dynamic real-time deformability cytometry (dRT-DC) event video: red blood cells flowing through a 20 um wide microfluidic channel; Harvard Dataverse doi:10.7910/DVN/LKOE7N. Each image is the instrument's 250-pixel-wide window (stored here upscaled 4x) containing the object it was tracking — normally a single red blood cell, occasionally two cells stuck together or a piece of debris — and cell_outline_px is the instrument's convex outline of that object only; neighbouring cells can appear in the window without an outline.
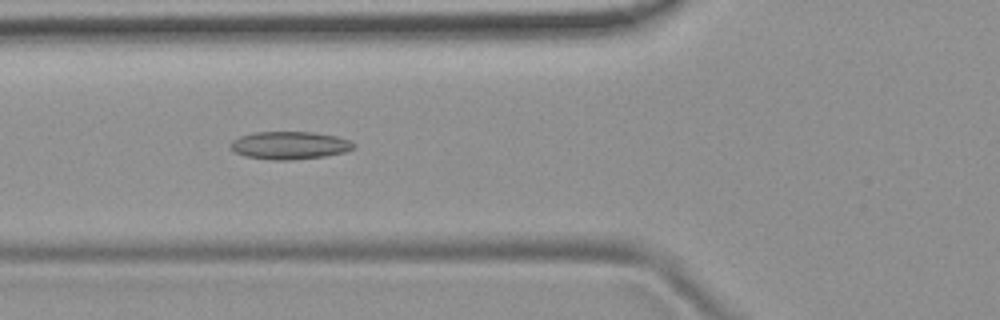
{"species": "common noctule bat (a hibernating species)", "species_latin": "Nyctalus noctula", "temperature_condition": "room temperature", "stored_images_in_passage": 47, "camera_frame_rate_fps": 3000, "um_per_image_px": 0.085, "animal": {"sex": "female", "body_mass_g": 19.9}, "frame": {"image": 1, "passage_image": 19, "time_ms": 6.0, "image_size_px": [1000, 320], "cell_outline_px": [[356, 148], [344, 152], [324, 156], [288, 160], [272, 160], [244, 156], [228, 148], [228, 144], [232, 140], [240, 136], [252, 132], [312, 132], [336, 136], [348, 140], [356, 144]], "centroid_in_image_um": [24.58, 12.35], "position_along_channel_um": 101.2, "area_um2": 20.06}}
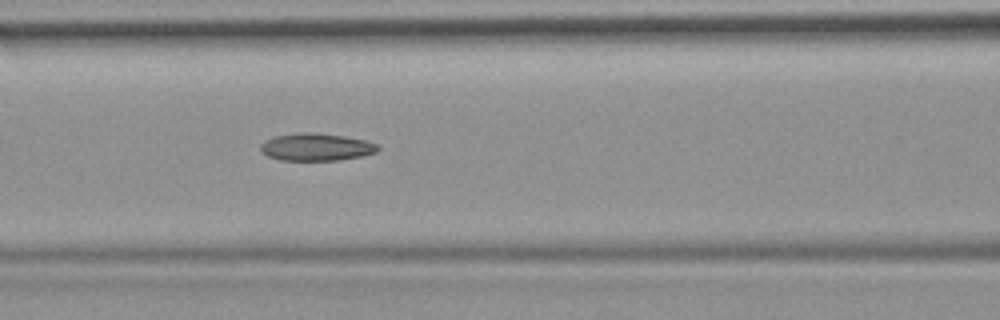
{"frame": {"image": 2, "passage_image": 22, "time_ms": 7.0, "image_size_px": [1000, 320], "cell_outline_px": [[380, 148], [376, 152], [360, 156], [340, 160], [280, 160], [268, 156], [260, 152], [260, 144], [264, 140], [272, 136], [300, 132], [312, 132], [344, 136], [364, 140], [376, 144]], "centroid_in_image_um": [26.81, 12.49], "position_along_channel_um": 139.8, "area_um2": 18.84}}
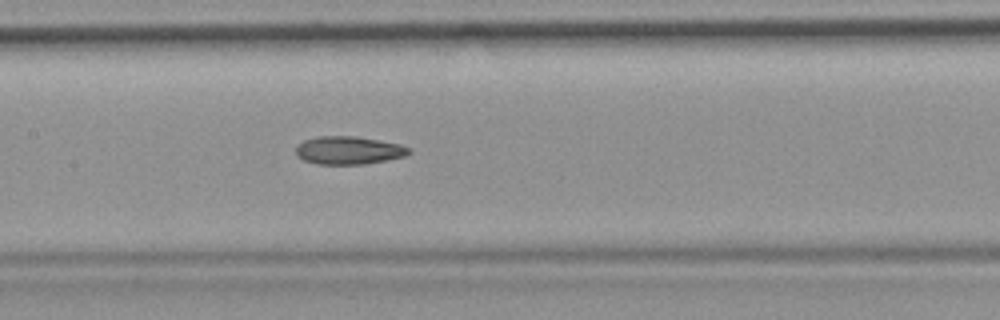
{"frame": {"image": 3, "passage_image": 25, "time_ms": 8.0, "image_size_px": [1000, 320], "cell_outline_px": [[412, 152], [404, 156], [364, 164], [316, 164], [304, 160], [296, 156], [296, 144], [304, 140], [320, 136], [356, 136], [400, 144], [412, 148]], "centroid_in_image_um": [29.62, 12.77], "position_along_channel_um": 177.8, "area_um2": 18.5}, "authors_computed_cell_mechanics": {"area_um2": 18.6116, "velocity_mm_per_s": 3.822, "shape_relaxation_time_tau1_ms": null, "shape_relaxation_time_tau2_ms": 4.3301, "deformation_change_tau1": null, "deformation_change_tau2": 0.1226}}